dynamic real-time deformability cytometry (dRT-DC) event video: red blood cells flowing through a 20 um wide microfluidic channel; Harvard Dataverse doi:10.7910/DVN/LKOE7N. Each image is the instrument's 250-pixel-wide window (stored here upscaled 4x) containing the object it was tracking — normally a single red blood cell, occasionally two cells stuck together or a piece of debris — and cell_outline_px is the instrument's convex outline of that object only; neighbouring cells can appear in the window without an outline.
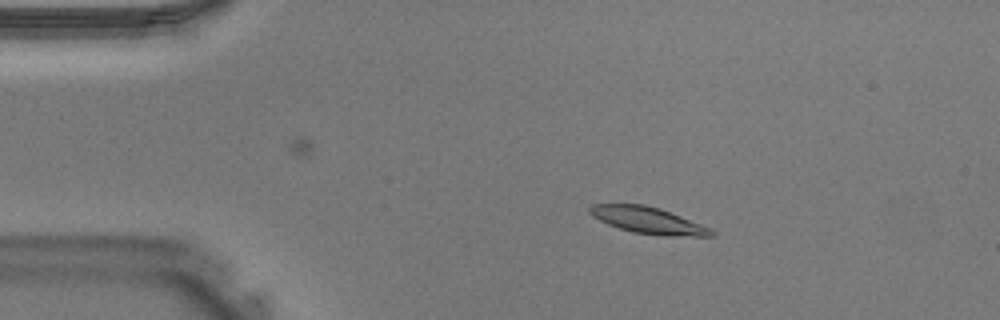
{"species": "Egyptian fruit bat (a non-hibernating species)", "species_latin": "Rousettus aegyptiacus", "temperature_condition": "warm", "stored_images_in_passage": 42, "camera_frame_rate_fps": 3000, "um_per_image_px": 0.085, "animal": {"sex": "male"}, "frame": {"image": 1, "passage_image": 7, "time_ms": 2.0, "image_size_px": [1000, 320], "cell_outline_px": [[716, 236], [664, 236], [632, 232], [608, 224], [592, 216], [588, 212], [588, 208], [592, 204], [644, 204], [660, 208], [712, 228], [716, 232]], "centroid_in_image_um": [55.12, 18.73], "position_along_channel_um": 29.9, "area_um2": 18.96}}
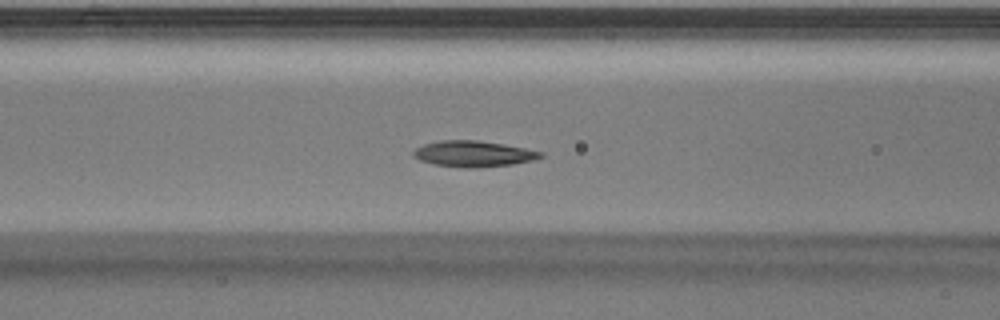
{"frame": {"image": 2, "passage_image": 16, "time_ms": 5.0, "image_size_px": [1000, 320], "cell_outline_px": [[544, 156], [532, 160], [512, 164], [476, 168], [464, 168], [432, 164], [420, 160], [412, 156], [412, 152], [416, 148], [424, 144], [440, 140], [476, 140], [504, 144], [544, 152]], "centroid_in_image_um": [40.22, 13.07], "position_along_channel_um": 126.4, "area_um2": 19.31}}
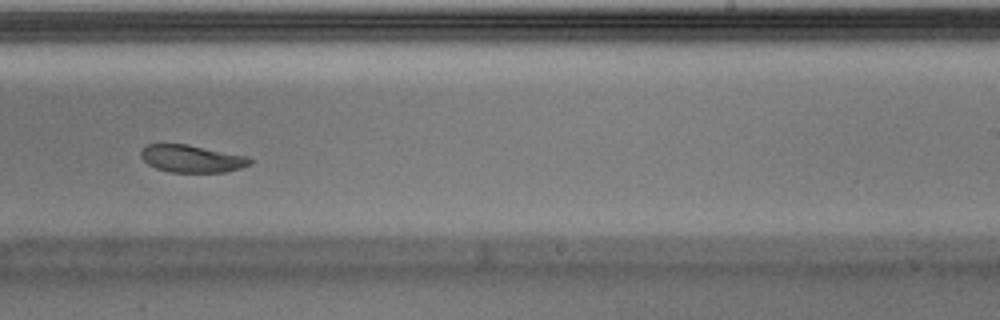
{"frame": {"image": 3, "passage_image": 25, "time_ms": 8.0, "image_size_px": [1000, 320], "cell_outline_px": [[252, 164], [240, 168], [224, 172], [168, 172], [156, 168], [148, 164], [140, 156], [140, 152], [148, 144], [188, 144], [252, 156]], "centroid_in_image_um": [16.37, 13.48], "position_along_channel_um": 272.6, "area_um2": 17.69}}